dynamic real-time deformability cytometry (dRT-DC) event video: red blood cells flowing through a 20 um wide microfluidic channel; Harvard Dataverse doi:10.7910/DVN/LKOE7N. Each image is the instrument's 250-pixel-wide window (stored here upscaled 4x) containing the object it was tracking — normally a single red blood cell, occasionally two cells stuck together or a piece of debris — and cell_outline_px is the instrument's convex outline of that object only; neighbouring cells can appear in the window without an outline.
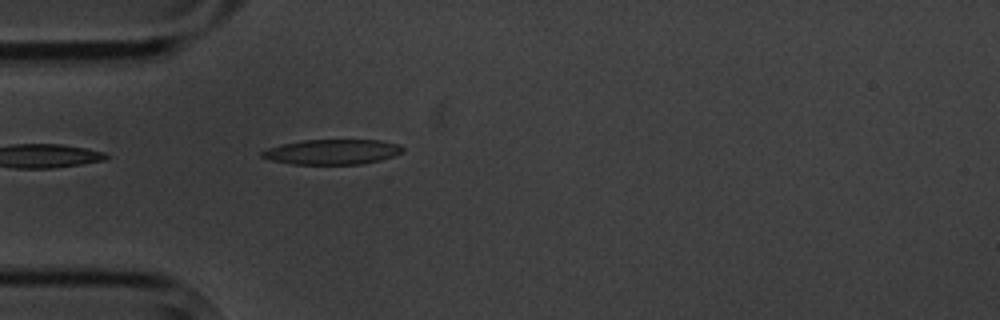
{"species": "common noctule bat (a hibernating species)", "species_latin": "Nyctalus noctula", "temperature_condition": "cold", "stored_images_in_passage": 4, "camera_frame_rate_fps": 3000, "um_per_image_px": 0.085, "animal": {"sex": "male", "body_mass_g": 20.1, "forearm_length_mm": 53.5}, "frame": {"image": 1, "passage_image": 4, "time_ms": 4.333, "image_size_px": [1000, 320], "cell_outline_px": [[404, 152], [380, 160], [360, 164], [292, 164], [272, 160], [260, 156], [260, 152], [268, 148], [284, 144], [304, 140], [380, 140], [400, 144], [404, 148]], "centroid_in_image_um": [28.27, 12.91], "position_along_channel_um": 56.7, "area_um2": 20.46}}